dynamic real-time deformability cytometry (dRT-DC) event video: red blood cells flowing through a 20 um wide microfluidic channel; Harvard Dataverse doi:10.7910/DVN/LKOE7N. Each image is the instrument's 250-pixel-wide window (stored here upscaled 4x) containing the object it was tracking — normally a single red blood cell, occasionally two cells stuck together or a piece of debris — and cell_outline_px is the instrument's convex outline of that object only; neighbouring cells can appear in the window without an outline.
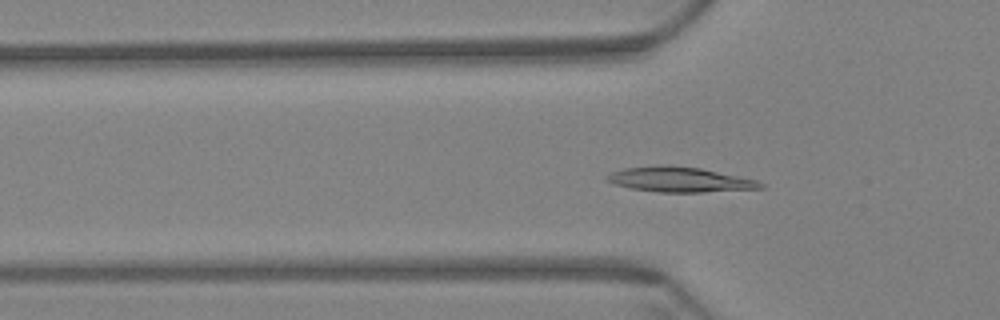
{"species": "Egyptian fruit bat (a non-hibernating species)", "species_latin": "Rousettus aegyptiacus", "temperature_condition": "warm", "stored_images_in_passage": 61, "camera_frame_rate_fps": 3000, "um_per_image_px": 0.085, "animal": {"sex": "female"}, "frame": {"image": 1, "passage_image": 20, "time_ms": 6.333, "image_size_px": [1000, 320], "cell_outline_px": [[764, 188], [704, 192], [656, 192], [632, 188], [616, 184], [608, 180], [604, 176], [612, 172], [624, 168], [664, 164], [700, 168], [756, 180], [764, 184]], "centroid_in_image_um": [57.77, 15.26], "position_along_channel_um": 68.0, "area_um2": 22.2}}
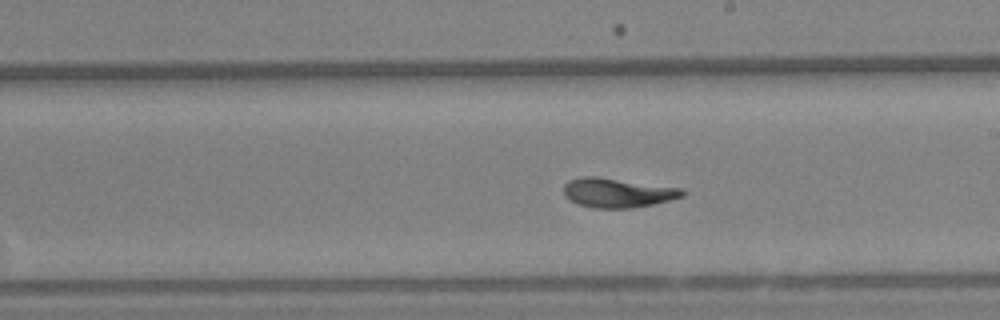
{"frame": {"image": 2, "passage_image": 35, "time_ms": 11.333, "image_size_px": [1000, 320], "cell_outline_px": [[684, 196], [652, 204], [632, 208], [592, 208], [568, 200], [564, 196], [564, 184], [568, 180], [584, 176], [596, 176], [684, 188]], "centroid_in_image_um": [52.47, 16.37], "position_along_channel_um": 236.5, "area_um2": 20.4}}
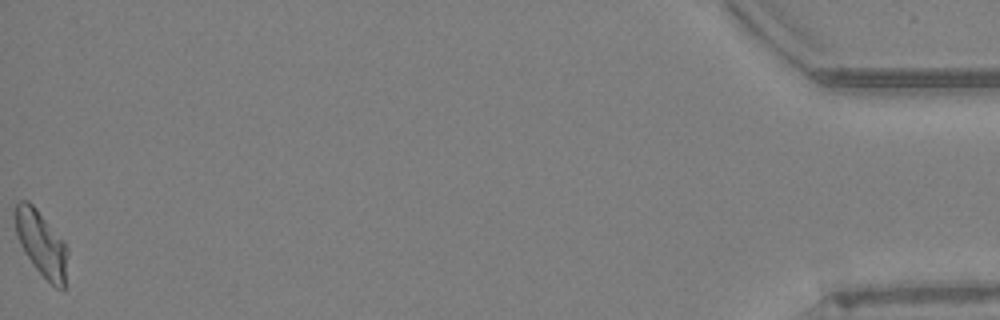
{"frame": {"image": 3, "passage_image": 61, "time_ms": 20.0, "image_size_px": [1000, 320], "cell_outline_px": [[68, 252], [64, 288], [56, 288], [32, 264], [24, 252], [20, 244], [16, 232], [12, 212], [16, 204], [20, 200], [28, 200], [36, 208], [68, 248]], "centroid_in_image_um": [3.47, 20.67], "position_along_channel_um": 431.7, "area_um2": 19.77}, "authors_computed_cell_mechanics": {"area_um2": 20.23, "velocity_mm_per_s": 3.3884, "shape_relaxation_time_tau1_ms": 5.5559, "shape_relaxation_time_tau2_ms": 2.37, "deformation_change_tau1": 0.186, "deformation_change_tau2": 0.0713}}